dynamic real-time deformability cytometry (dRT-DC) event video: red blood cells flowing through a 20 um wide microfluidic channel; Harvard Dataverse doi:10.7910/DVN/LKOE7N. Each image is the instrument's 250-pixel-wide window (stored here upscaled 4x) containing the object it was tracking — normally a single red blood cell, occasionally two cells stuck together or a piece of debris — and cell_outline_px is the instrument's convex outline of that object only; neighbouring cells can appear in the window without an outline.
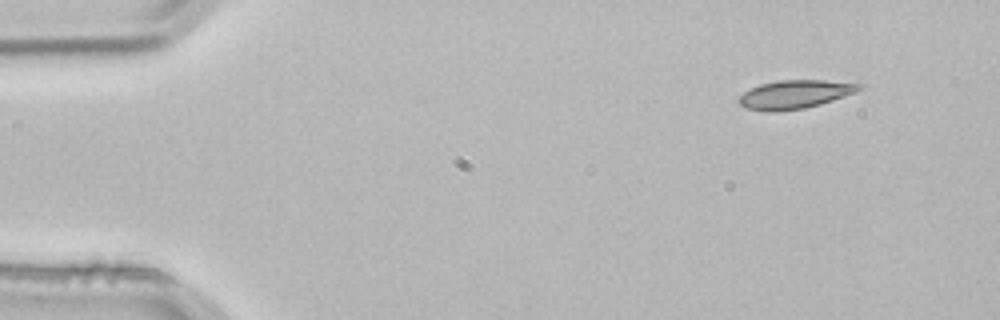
{"species": "common noctule bat (a hibernating species)", "species_latin": "Nyctalus noctula", "temperature_condition": "room temperature", "stored_images_in_passage": 2, "camera_frame_rate_fps": 3000, "um_per_image_px": 0.085, "animal": {"sex": "male", "body_mass_g": 21.5, "forearm_length_mm": 52.0}, "frame": {"image": 1, "passage_image": 1, "time_ms": 0.0, "image_size_px": [1000, 320], "cell_outline_px": [[864, 84], [856, 92], [820, 104], [804, 108], [776, 112], [768, 112], [744, 108], [736, 100], [744, 92], [760, 84], [776, 80], [824, 80]], "centroid_in_image_um": [67.52, 8.02], "position_along_channel_um": 17.5, "area_um2": 20.0}}